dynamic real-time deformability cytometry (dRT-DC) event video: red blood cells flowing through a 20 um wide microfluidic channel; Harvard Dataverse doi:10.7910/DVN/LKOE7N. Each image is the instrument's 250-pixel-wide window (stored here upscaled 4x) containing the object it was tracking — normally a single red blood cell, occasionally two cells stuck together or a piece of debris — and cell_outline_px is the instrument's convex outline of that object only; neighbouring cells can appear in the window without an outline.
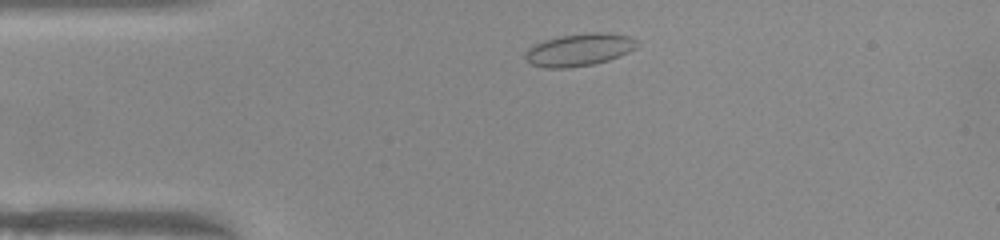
{"species": "common noctule bat (a hibernating species)", "species_latin": "Nyctalus noctula", "temperature_condition": "warm", "stored_images_in_passage": 44, "camera_frame_rate_fps": 3000, "um_per_image_px": 0.085, "animal": {"sex": "female", "body_mass_g": 22.0, "forearm_length_mm": 56.7}, "frame": {"image": 1, "passage_image": 4, "time_ms": 1.0, "image_size_px": [1000, 240], "cell_outline_px": [[640, 44], [636, 48], [628, 52], [608, 60], [592, 64], [568, 68], [548, 68], [532, 64], [524, 56], [528, 48], [544, 40], [560, 36], [592, 32], [608, 32], [632, 36]], "centroid_in_image_um": [49.28, 4.21], "position_along_channel_um": 35.7, "area_um2": 21.1}}
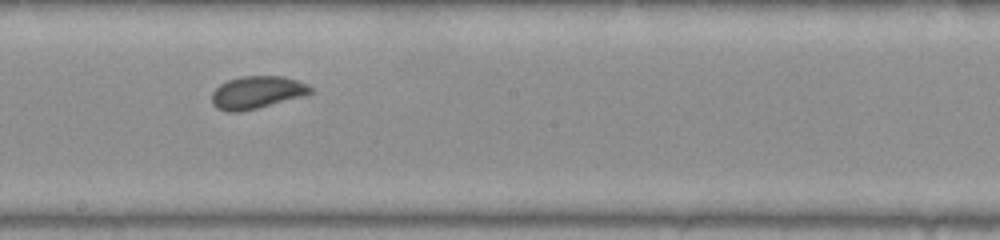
{"frame": {"image": 2, "passage_image": 21, "time_ms": 6.667, "image_size_px": [1000, 240], "cell_outline_px": [[312, 92], [300, 96], [256, 108], [240, 112], [228, 112], [216, 108], [212, 104], [212, 92], [220, 84], [228, 80], [244, 76], [280, 76], [296, 80], [312, 88]], "centroid_in_image_um": [21.76, 7.85], "position_along_channel_um": 226.4, "area_um2": 18.26}}
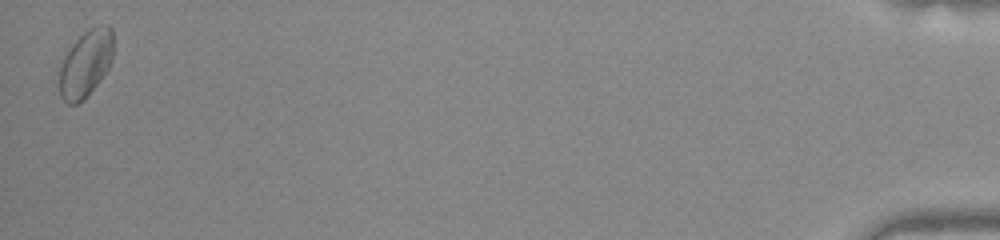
{"frame": {"image": 3, "passage_image": 44, "time_ms": 14.333, "image_size_px": [1000, 240], "cell_outline_px": [[112, 60], [108, 68], [100, 80], [84, 100], [76, 104], [68, 104], [60, 96], [60, 68], [64, 56], [72, 44], [88, 28], [100, 24], [108, 24], [112, 28]], "centroid_in_image_um": [7.29, 5.39], "position_along_channel_um": 427.9, "area_um2": 20.98}, "authors_computed_cell_mechanics": {"area_um2": 19.0451, "velocity_mm_per_s": 3.9363, "shape_relaxation_time_tau1_ms": 6.104, "shape_relaxation_time_tau2_ms": 1.0749, "deformation_change_tau1": 0.109, "deformation_change_tau2": 0.0516}}